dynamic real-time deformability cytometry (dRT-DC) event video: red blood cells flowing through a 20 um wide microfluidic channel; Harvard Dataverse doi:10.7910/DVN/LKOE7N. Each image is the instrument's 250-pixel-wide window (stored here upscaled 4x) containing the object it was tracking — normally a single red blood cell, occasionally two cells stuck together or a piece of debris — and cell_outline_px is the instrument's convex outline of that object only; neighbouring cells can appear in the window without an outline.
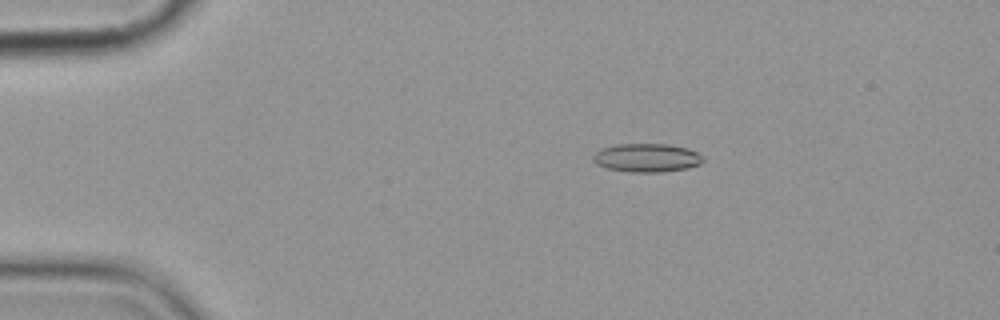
{"species": "common noctule bat (a hibernating species)", "species_latin": "Nyctalus noctula", "temperature_condition": "cold", "stored_images_in_passage": 4, "camera_frame_rate_fps": 3000, "um_per_image_px": 0.085, "animal": {"sex": "female", "body_mass_g": 19.9}, "frame": {"image": 1, "passage_image": 3, "time_ms": 2.333, "image_size_px": [1000, 320], "cell_outline_px": [[704, 160], [700, 164], [688, 168], [664, 172], [628, 172], [608, 168], [596, 164], [592, 160], [592, 156], [600, 148], [616, 144], [668, 144], [688, 148], [704, 156]], "centroid_in_image_um": [54.98, 13.41], "position_along_channel_um": 30.0, "area_um2": 18.5}}